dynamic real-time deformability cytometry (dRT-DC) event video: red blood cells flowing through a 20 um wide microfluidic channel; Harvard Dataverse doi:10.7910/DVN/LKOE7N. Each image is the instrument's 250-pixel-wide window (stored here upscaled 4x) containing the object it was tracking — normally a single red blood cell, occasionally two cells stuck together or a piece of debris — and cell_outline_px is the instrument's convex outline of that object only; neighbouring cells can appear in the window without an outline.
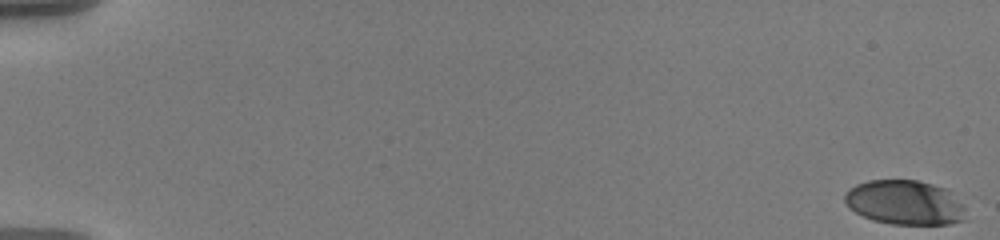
{"species": "human", "species_latin": "Homo sapiens", "temperature_condition": "warm", "stored_images_in_passage": 15, "camera_frame_rate_fps": 3000, "um_per_image_px": 0.085, "donor": {"sex": "male"}, "frame": {"image": 1, "passage_image": 1, "time_ms": 0.0, "image_size_px": [1000, 240], "cell_outline_px": [[964, 220], [948, 224], [892, 224], [872, 220], [848, 208], [844, 200], [844, 192], [848, 188], [856, 184], [868, 180], [916, 180], [932, 184], [944, 188], [952, 192], [964, 204]], "centroid_in_image_um": [76.89, 17.21], "position_along_channel_um": 8.1, "area_um2": 31.62}}
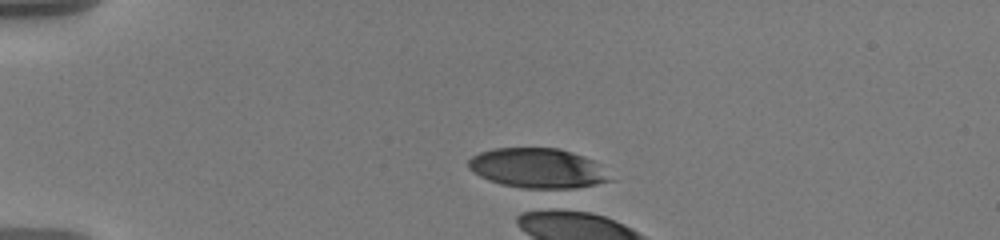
{"frame": {"image": 2, "passage_image": 15, "time_ms": 4.667, "image_size_px": [1000, 240], "cell_outline_px": [[616, 180], [556, 192], [548, 192], [520, 188], [500, 184], [488, 180], [472, 172], [468, 168], [468, 160], [472, 156], [480, 152], [492, 148], [560, 148], [584, 156], [592, 160]], "centroid_in_image_um": [45.71, 14.35], "position_along_channel_um": 39.3, "area_um2": 33.93}}